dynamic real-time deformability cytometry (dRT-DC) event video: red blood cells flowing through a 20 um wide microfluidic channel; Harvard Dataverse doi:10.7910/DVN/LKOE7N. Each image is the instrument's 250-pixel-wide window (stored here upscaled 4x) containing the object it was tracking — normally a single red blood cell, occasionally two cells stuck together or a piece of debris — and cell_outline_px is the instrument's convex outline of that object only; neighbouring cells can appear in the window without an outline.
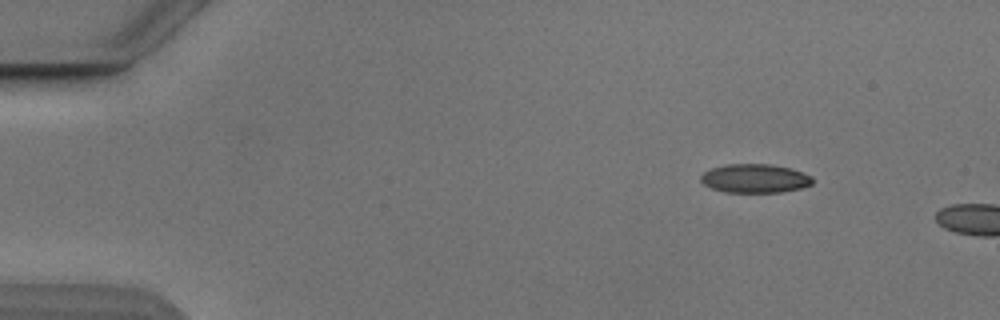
{"species": "Egyptian fruit bat (a non-hibernating species)", "species_latin": "Rousettus aegyptiacus", "temperature_condition": "cold", "stored_images_in_passage": 4, "camera_frame_rate_fps": 3000, "um_per_image_px": 0.085, "animal": {"sex": "male"}, "frame": {"image": 1, "passage_image": 1, "time_ms": 0.0, "image_size_px": [1000, 320], "cell_outline_px": [[812, 184], [800, 188], [780, 192], [724, 192], [712, 188], [704, 184], [700, 180], [700, 176], [704, 172], [712, 168], [728, 164], [772, 164], [792, 168], [812, 176]], "centroid_in_image_um": [64.17, 15.16], "position_along_channel_um": 20.8, "area_um2": 18.73}}